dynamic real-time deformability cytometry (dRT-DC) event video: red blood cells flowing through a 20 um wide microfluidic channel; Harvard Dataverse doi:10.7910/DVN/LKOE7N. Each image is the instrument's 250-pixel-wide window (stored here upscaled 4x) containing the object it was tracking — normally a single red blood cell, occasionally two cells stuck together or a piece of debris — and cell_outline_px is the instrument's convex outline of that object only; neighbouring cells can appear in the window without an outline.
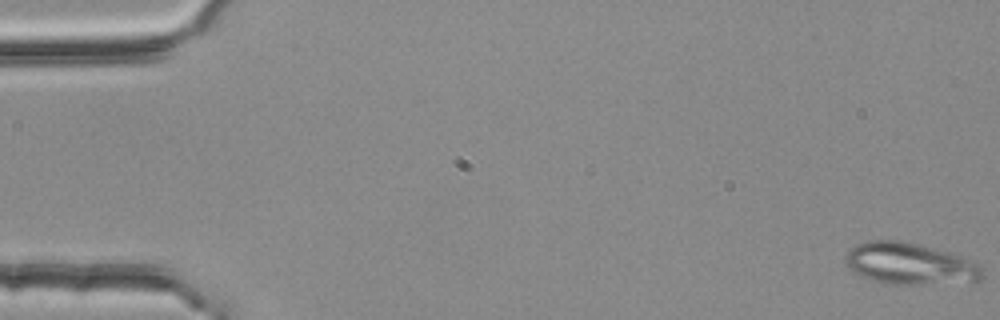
{"species": "common noctule bat (a hibernating species)", "species_latin": "Nyctalus noctula", "temperature_condition": "room temperature", "stored_images_in_passage": 54, "camera_frame_rate_fps": 3000, "um_per_image_px": 0.085, "animal": {"sex": "female", "body_mass_g": 25.1}, "frame": {"image": 1, "passage_image": 1, "time_ms": 0.0, "image_size_px": [1000, 320], "cell_outline_px": [[984, 276], [980, 280], [924, 284], [896, 284], [876, 280], [864, 276], [856, 272], [848, 264], [848, 252], [856, 244], [864, 240], [900, 240], [952, 252], [972, 260], [980, 264], [984, 268]], "centroid_in_image_um": [77.44, 22.39], "position_along_channel_um": 7.6, "area_um2": 32.77}}
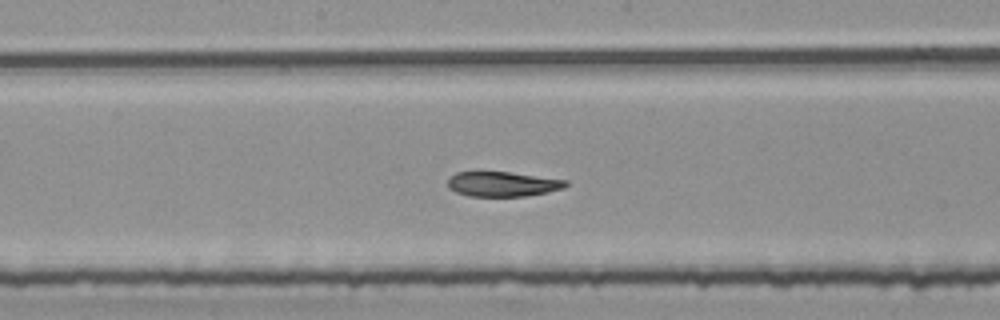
{"frame": {"image": 2, "passage_image": 29, "time_ms": 9.333, "image_size_px": [1000, 320], "cell_outline_px": [[568, 184], [564, 188], [548, 192], [524, 196], [468, 196], [456, 192], [448, 188], [448, 180], [456, 172], [508, 172], [568, 180]], "centroid_in_image_um": [42.73, 15.65], "position_along_channel_um": 205.5, "area_um2": 16.99}}
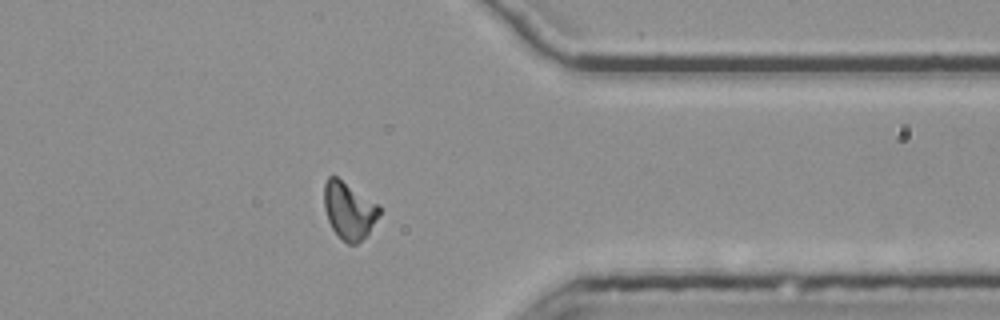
{"frame": {"image": 3, "passage_image": 44, "time_ms": 14.333, "image_size_px": [1000, 320], "cell_outline_px": [[380, 212], [368, 232], [356, 244], [348, 244], [332, 228], [328, 220], [324, 208], [324, 184], [328, 176], [336, 176], [380, 204]], "centroid_in_image_um": [29.65, 17.84], "position_along_channel_um": 381.7, "area_um2": 18.15}, "authors_computed_cell_mechanics": {"area_um2": 18.6116, "velocity_mm_per_s": 3.7742, "shape_relaxation_time_tau1_ms": 5.9414, "shape_relaxation_time_tau2_ms": 4.2022, "deformation_change_tau1": 0.1667, "deformation_change_tau2": 0.0798}}